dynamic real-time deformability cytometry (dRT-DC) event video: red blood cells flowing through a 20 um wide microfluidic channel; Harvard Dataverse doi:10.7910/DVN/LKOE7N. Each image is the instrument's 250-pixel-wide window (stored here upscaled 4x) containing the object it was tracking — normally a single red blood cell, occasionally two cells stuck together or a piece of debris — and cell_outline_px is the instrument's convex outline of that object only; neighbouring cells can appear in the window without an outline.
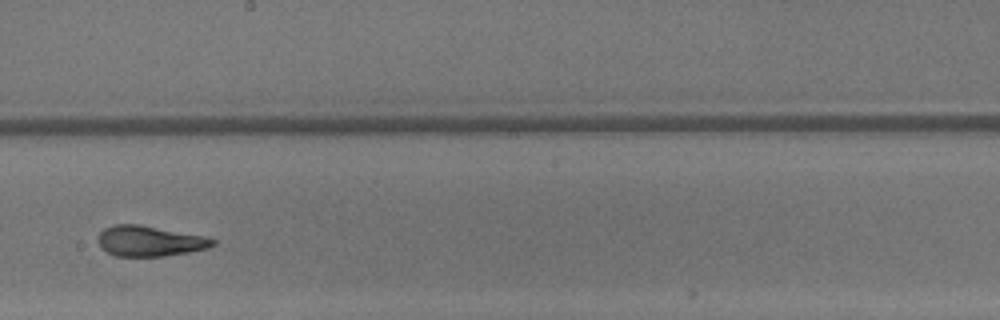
{"species": "common noctule bat (a hibernating species)", "species_latin": "Nyctalus noctula", "temperature_condition": "warm", "stored_images_in_passage": 38, "camera_frame_rate_fps": 3000, "um_per_image_px": 0.085, "animal": {"sex": "male", "body_mass_g": 13.3}, "frame": {"image": 1, "passage_image": 27, "time_ms": 8.667, "image_size_px": [1000, 320], "cell_outline_px": [[216, 244], [208, 248], [188, 252], [164, 256], [116, 256], [108, 252], [96, 240], [96, 236], [104, 228], [116, 224], [140, 224], [204, 236], [216, 240]], "centroid_in_image_um": [12.71, 20.48], "position_along_channel_um": 235.5, "area_um2": 20.35}, "authors_computed_cell_mechanics": {"area_um2": 21.1548, "velocity_mm_per_s": 4.3791, "shape_relaxation_time_tau1_ms": 4.2446, "shape_relaxation_time_tau2_ms": 1.5112, "deformation_change_tau1": 0.2003, "deformation_change_tau2": 0.1079}}